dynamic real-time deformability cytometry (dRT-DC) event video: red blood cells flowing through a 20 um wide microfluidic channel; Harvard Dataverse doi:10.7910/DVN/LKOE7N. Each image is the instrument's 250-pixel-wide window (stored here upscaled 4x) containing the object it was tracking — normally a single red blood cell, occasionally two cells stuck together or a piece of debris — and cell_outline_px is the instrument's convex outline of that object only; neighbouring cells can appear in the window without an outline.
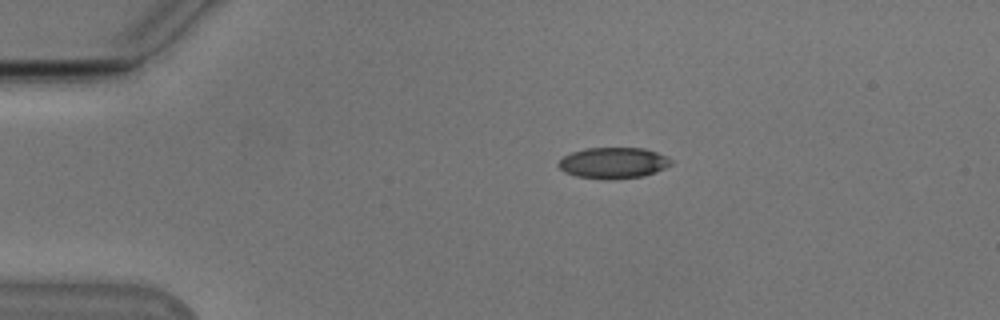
{"species": "Egyptian fruit bat (a non-hibernating species)", "species_latin": "Rousettus aegyptiacus", "temperature_condition": "cold", "stored_images_in_passage": 43, "camera_frame_rate_fps": 3000, "um_per_image_px": 0.085, "animal": {"sex": "male"}, "frame": {"image": 1, "passage_image": 1, "time_ms": 0.0, "image_size_px": [1000, 320], "cell_outline_px": [[672, 164], [656, 172], [644, 176], [612, 180], [604, 180], [576, 176], [564, 172], [556, 164], [564, 156], [572, 152], [584, 148], [644, 148], [668, 156], [672, 160]], "centroid_in_image_um": [52.13, 13.86], "position_along_channel_um": 32.9, "area_um2": 20.63}}
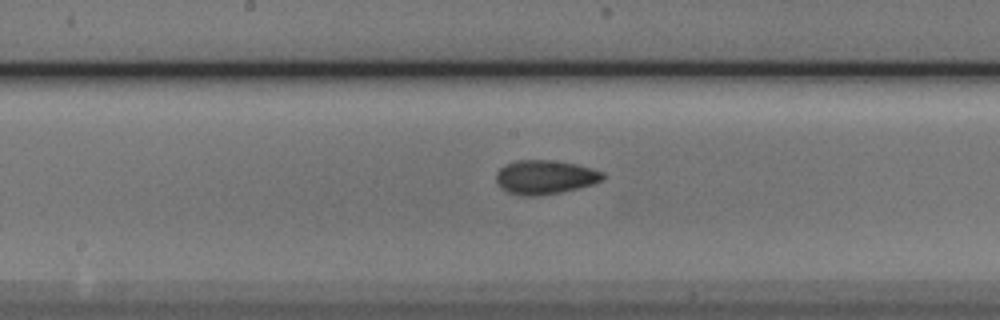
{"frame": {"image": 2, "passage_image": 18, "time_ms": 5.667, "image_size_px": [1000, 320], "cell_outline_px": [[604, 180], [580, 188], [540, 196], [520, 196], [508, 192], [500, 188], [496, 184], [496, 172], [504, 164], [516, 160], [548, 160], [576, 164], [592, 168], [604, 172]], "centroid_in_image_um": [46.3, 15.06], "position_along_channel_um": 201.9, "area_um2": 21.44}}
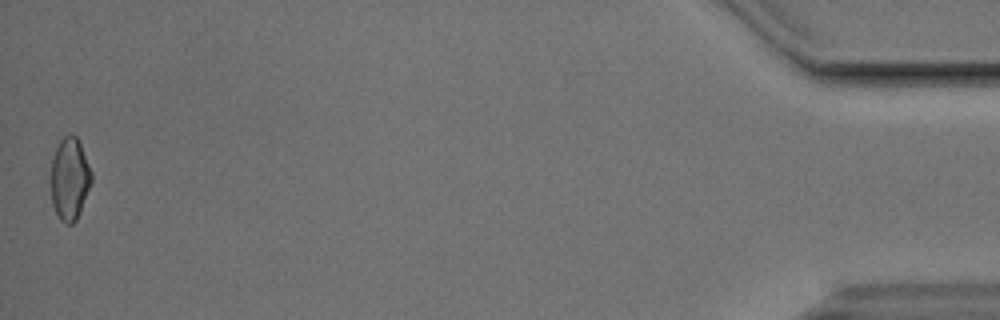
{"frame": {"image": 3, "passage_image": 43, "time_ms": 14.0, "image_size_px": [1000, 320], "cell_outline_px": [[92, 180], [80, 212], [76, 220], [72, 224], [64, 224], [60, 220], [52, 204], [52, 160], [56, 148], [60, 140], [64, 136], [76, 136], [80, 144], [92, 172]], "centroid_in_image_um": [5.93, 15.24], "position_along_channel_um": 429.3, "area_um2": 19.13}, "authors_computed_cell_mechanics": {"area_um2": 20.3456, "velocity_mm_per_s": 3.8563, "shape_relaxation_time_tau1_ms": 3.8813, "shape_relaxation_time_tau2_ms": 2.075, "deformation_change_tau1": 0.1188, "deformation_change_tau2": 0.0709}}